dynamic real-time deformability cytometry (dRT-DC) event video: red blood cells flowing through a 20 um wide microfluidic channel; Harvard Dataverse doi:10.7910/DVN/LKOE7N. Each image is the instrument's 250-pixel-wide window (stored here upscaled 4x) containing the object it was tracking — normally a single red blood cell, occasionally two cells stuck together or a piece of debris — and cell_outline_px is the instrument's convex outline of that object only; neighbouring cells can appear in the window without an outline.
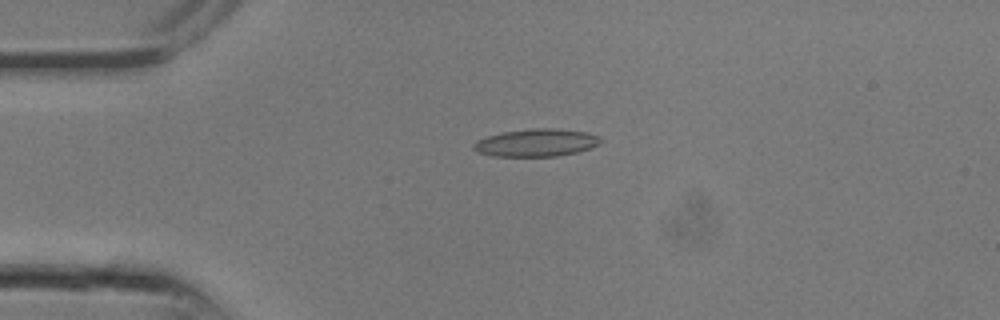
{"species": "common noctule bat (a hibernating species)", "species_latin": "Nyctalus noctula", "temperature_condition": "room temperature", "stored_images_in_passage": 12, "camera_frame_rate_fps": 3000, "um_per_image_px": 0.085, "animal": {"sex": "male", "body_mass_g": 13.3}, "frame": {"image": 1, "passage_image": 7, "time_ms": 2.0, "image_size_px": [1000, 320], "cell_outline_px": [[604, 140], [600, 144], [576, 152], [556, 156], [492, 156], [476, 152], [472, 148], [472, 144], [476, 140], [488, 136], [504, 132], [532, 128], [556, 128], [588, 132], [600, 136]], "centroid_in_image_um": [45.59, 12.12], "position_along_channel_um": 39.4, "area_um2": 20.58}}
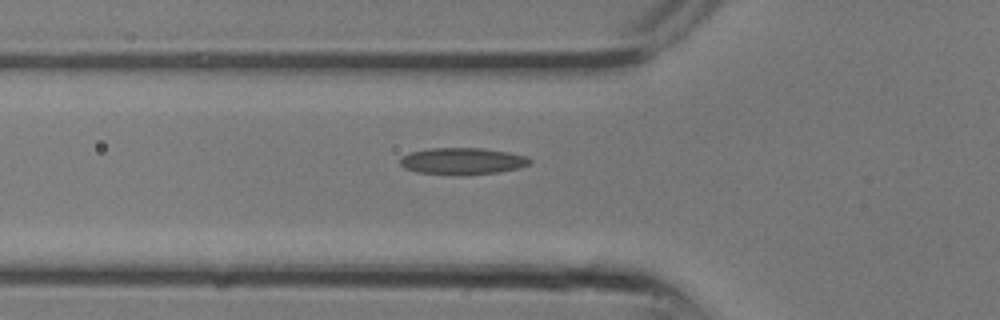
{"frame": {"image": 2, "passage_image": 10, "time_ms": 3.0, "image_size_px": [1000, 320], "cell_outline_px": [[532, 164], [520, 168], [500, 172], [464, 176], [460, 176], [416, 172], [404, 168], [400, 164], [400, 156], [412, 152], [432, 148], [480, 148], [508, 152], [528, 156], [532, 160]], "centroid_in_image_um": [39.34, 13.71], "position_along_channel_um": 86.5, "area_um2": 20.63}}
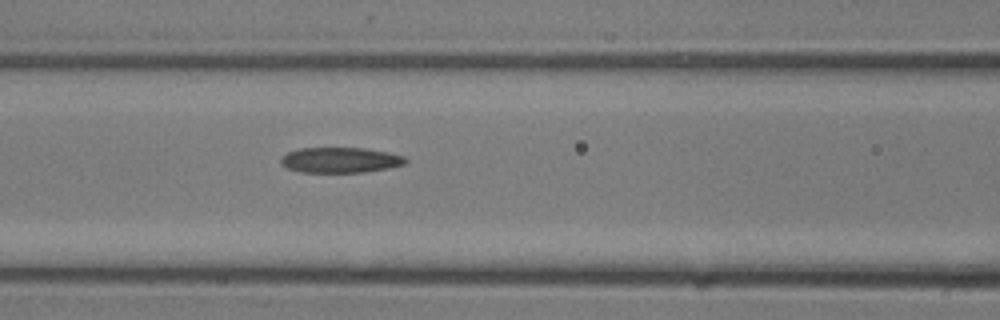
{"frame": {"image": 3, "passage_image": 12, "time_ms": 3.667, "image_size_px": [1000, 320], "cell_outline_px": [[408, 160], [404, 164], [388, 168], [364, 172], [300, 172], [288, 168], [280, 164], [280, 160], [288, 152], [300, 148], [364, 148], [388, 152], [404, 156]], "centroid_in_image_um": [28.93, 13.6], "position_along_channel_um": 137.7, "area_um2": 18.38}}